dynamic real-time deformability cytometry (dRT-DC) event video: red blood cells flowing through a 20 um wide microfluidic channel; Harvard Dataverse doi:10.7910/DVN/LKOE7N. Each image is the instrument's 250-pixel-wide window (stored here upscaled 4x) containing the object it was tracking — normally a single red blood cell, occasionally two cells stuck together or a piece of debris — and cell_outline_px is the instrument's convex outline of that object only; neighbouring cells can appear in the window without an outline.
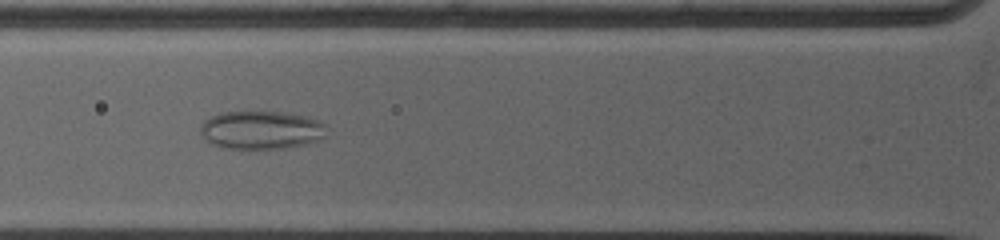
{"species": "common noctule bat (a hibernating species)", "species_latin": "Nyctalus noctula", "temperature_condition": "warm", "stored_images_in_passage": 6, "camera_frame_rate_fps": 5000, "um_per_image_px": 0.085, "animal": {"sex": "female", "body_mass_g": 19.0, "forearm_length_mm": 53.3}, "frame": {"image": 1, "passage_image": 4, "time_ms": 3.0, "image_size_px": [1000, 240], "cell_outline_px": [[324, 124], [320, 140], [308, 144], [284, 148], [248, 152], [220, 148], [204, 140], [200, 136], [200, 128], [204, 120], [212, 116], [224, 112], [280, 112], [320, 120]], "centroid_in_image_um": [22.1, 11.12], "position_along_channel_um": 103.7, "area_um2": 28.78}}
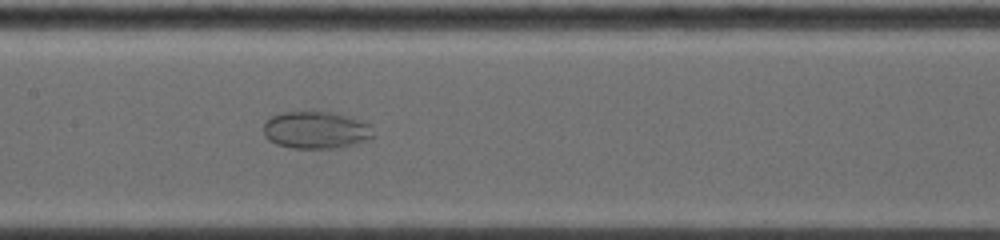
{"frame": {"image": 2, "passage_image": 6, "time_ms": 5.0, "image_size_px": [1000, 240], "cell_outline_px": [[376, 136], [352, 144], [336, 148], [292, 148], [276, 144], [268, 140], [264, 136], [264, 120], [268, 116], [280, 112], [336, 112], [364, 120], [372, 124]], "centroid_in_image_um": [26.87, 11.03], "position_along_channel_um": 180.5, "area_um2": 24.39}}